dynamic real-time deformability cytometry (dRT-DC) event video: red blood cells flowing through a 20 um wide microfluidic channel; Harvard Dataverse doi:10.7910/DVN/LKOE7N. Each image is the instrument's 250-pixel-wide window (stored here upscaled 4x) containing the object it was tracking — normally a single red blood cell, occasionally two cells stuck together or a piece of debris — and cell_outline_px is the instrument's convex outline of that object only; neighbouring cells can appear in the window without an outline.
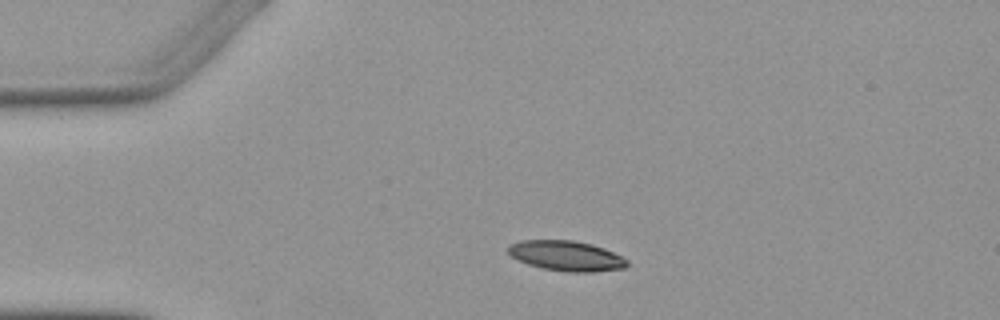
{"species": "Egyptian fruit bat (a non-hibernating species)", "species_latin": "Rousettus aegyptiacus", "temperature_condition": "warm", "stored_images_in_passage": 2, "camera_frame_rate_fps": 3000, "um_per_image_px": 0.085, "animal": {"sex": "female"}, "frame": {"image": 1, "passage_image": 1, "time_ms": 0.0, "image_size_px": [1000, 320], "cell_outline_px": [[628, 264], [624, 268], [592, 272], [568, 272], [544, 268], [528, 264], [512, 256], [508, 252], [508, 244], [520, 240], [572, 240], [592, 244], [604, 248], [628, 260]], "centroid_in_image_um": [48.13, 21.74], "position_along_channel_um": 36.9, "area_um2": 20.75}}